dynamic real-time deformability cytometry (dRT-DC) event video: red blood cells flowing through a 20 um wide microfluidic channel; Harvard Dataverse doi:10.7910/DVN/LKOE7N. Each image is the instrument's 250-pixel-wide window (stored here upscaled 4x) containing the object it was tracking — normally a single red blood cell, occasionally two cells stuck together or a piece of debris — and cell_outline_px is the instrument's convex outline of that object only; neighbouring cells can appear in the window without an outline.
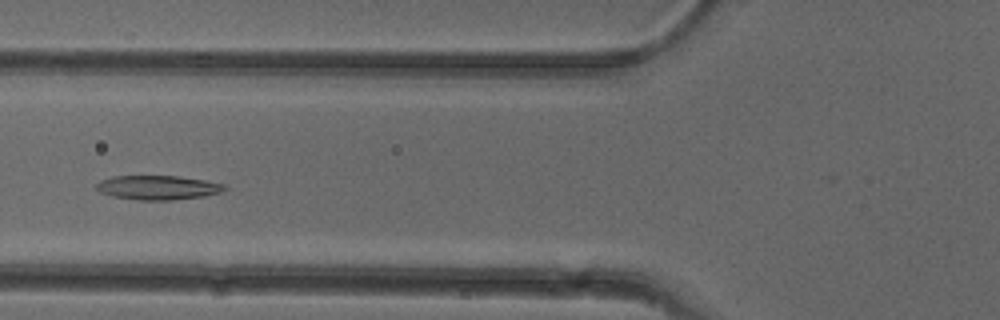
{"species": "common noctule bat (a hibernating species)", "species_latin": "Nyctalus noctula", "temperature_condition": "cold", "stored_images_in_passage": 43, "camera_frame_rate_fps": 3000, "um_per_image_px": 0.085, "animal": {"sex": "female"}, "frame": {"image": 1, "passage_image": 11, "time_ms": 3.333, "image_size_px": [1000, 320], "cell_outline_px": [[228, 188], [220, 192], [204, 196], [172, 200], [140, 200], [112, 196], [100, 192], [96, 188], [96, 184], [100, 180], [112, 176], [176, 176], [204, 180], [224, 184]], "centroid_in_image_um": [13.4, 15.94], "position_along_channel_um": 112.4, "area_um2": 18.03}}
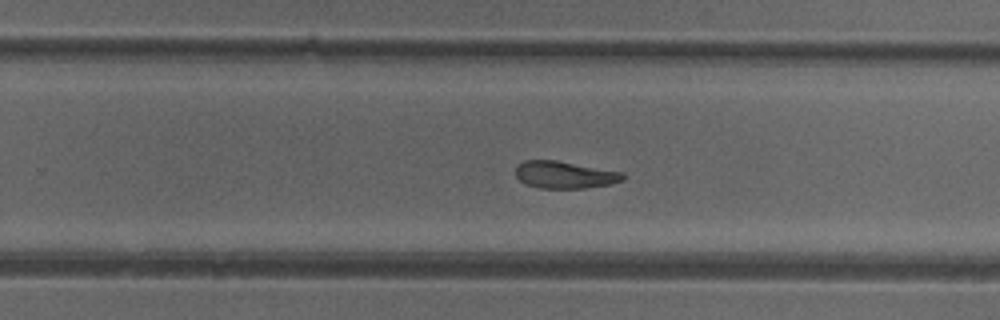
{"frame": {"image": 2, "passage_image": 24, "time_ms": 7.667, "image_size_px": [1000, 320], "cell_outline_px": [[624, 180], [612, 184], [584, 188], [536, 188], [520, 180], [516, 176], [516, 164], [524, 160], [556, 160], [624, 172]], "centroid_in_image_um": [48.01, 14.85], "position_along_channel_um": 281.8, "area_um2": 17.11}}
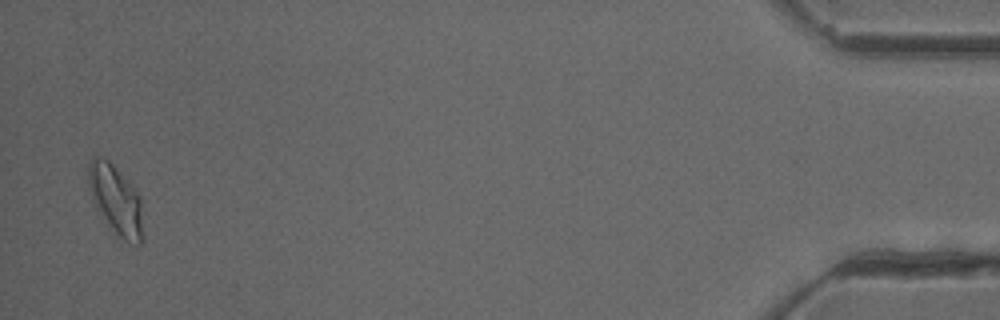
{"frame": {"image": 3, "passage_image": 42, "time_ms": 13.667, "image_size_px": [1000, 320], "cell_outline_px": [[144, 240], [136, 248], [128, 244], [116, 236], [112, 232], [100, 212], [92, 196], [88, 184], [88, 160], [92, 156], [100, 156], [108, 160], [128, 180], [140, 196], [144, 236]], "centroid_in_image_um": [9.88, 17.06], "position_along_channel_um": 425.3, "area_um2": 22.6}, "authors_computed_cell_mechanics": {"area_um2": 18.496, "velocity_mm_per_s": 3.9172, "shape_relaxation_time_tau1_ms": null, "shape_relaxation_time_tau2_ms": 2.872, "deformation_change_tau1": null, "deformation_change_tau2": 0.0977}}